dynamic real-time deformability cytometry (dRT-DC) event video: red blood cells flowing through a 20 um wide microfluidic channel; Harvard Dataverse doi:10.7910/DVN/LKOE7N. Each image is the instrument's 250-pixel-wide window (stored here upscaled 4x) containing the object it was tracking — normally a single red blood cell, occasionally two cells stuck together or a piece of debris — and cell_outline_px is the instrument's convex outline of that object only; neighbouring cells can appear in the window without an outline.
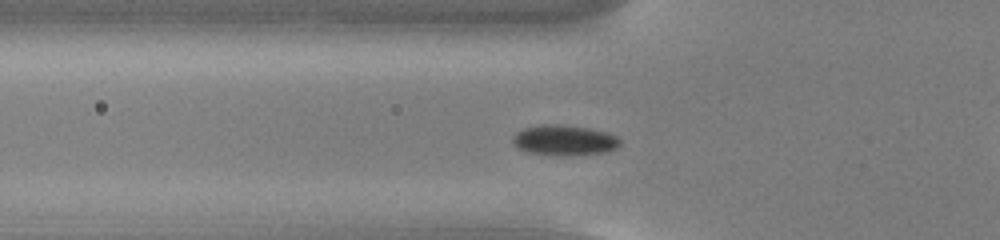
{"species": "common noctule bat (a hibernating species)", "species_latin": "Nyctalus noctula", "temperature_condition": "cold", "stored_images_in_passage": 53, "camera_frame_rate_fps": 3000, "um_per_image_px": 0.085, "animal": {"sex": "male", "body_mass_g": 13.0, "forearm_length_mm": 53.1}, "frame": {"image": 1, "passage_image": 16, "time_ms": 5.0, "image_size_px": [1000, 240], "cell_outline_px": [[620, 144], [616, 148], [604, 152], [572, 156], [560, 156], [528, 152], [516, 148], [512, 140], [512, 136], [516, 132], [524, 128], [544, 124], [560, 124], [588, 128], [604, 132], [616, 136], [620, 140]], "centroid_in_image_um": [47.92, 11.93], "position_along_channel_um": 77.9, "area_um2": 19.07}}
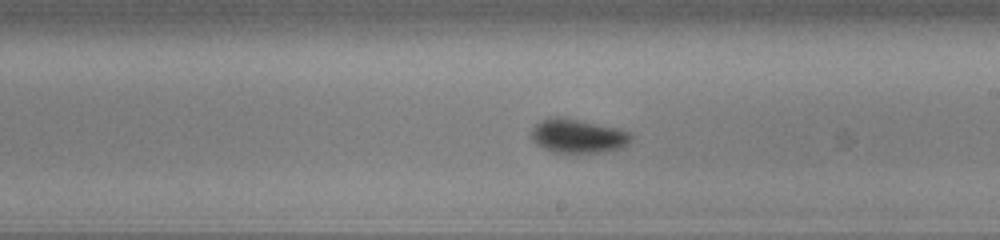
{"frame": {"image": 2, "passage_image": 29, "time_ms": 9.333, "image_size_px": [1000, 240], "cell_outline_px": [[632, 140], [624, 148], [600, 152], [552, 152], [536, 144], [532, 140], [532, 128], [536, 124], [552, 116], [560, 116], [620, 128], [628, 132], [632, 136]], "centroid_in_image_um": [49.15, 11.55], "position_along_channel_um": 239.8, "area_um2": 19.77}}
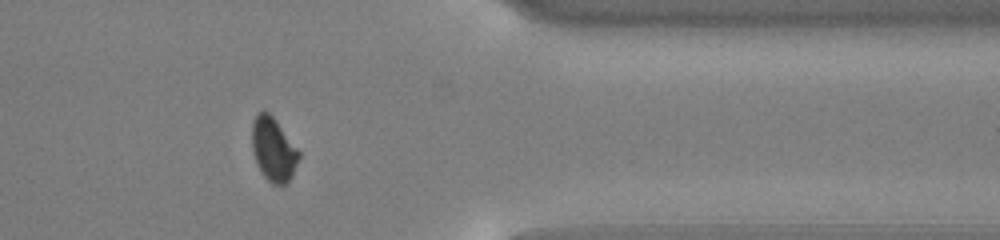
{"frame": {"image": 3, "passage_image": 42, "time_ms": 13.667, "image_size_px": [1000, 240], "cell_outline_px": [[300, 156], [292, 176], [284, 184], [272, 184], [264, 176], [256, 164], [252, 148], [252, 124], [256, 116], [260, 112], [268, 112], [276, 120], [300, 152]], "centroid_in_image_um": [23.24, 12.71], "position_along_channel_um": 388.2, "area_um2": 17.17}, "authors_computed_cell_mechanics": {"area_um2": 18.0914, "velocity_mm_per_s": 3.7375, "shape_relaxation_time_tau1_ms": 1.9806, "shape_relaxation_time_tau2_ms": null, "deformation_change_tau1": 0.0603, "deformation_change_tau2": null}}